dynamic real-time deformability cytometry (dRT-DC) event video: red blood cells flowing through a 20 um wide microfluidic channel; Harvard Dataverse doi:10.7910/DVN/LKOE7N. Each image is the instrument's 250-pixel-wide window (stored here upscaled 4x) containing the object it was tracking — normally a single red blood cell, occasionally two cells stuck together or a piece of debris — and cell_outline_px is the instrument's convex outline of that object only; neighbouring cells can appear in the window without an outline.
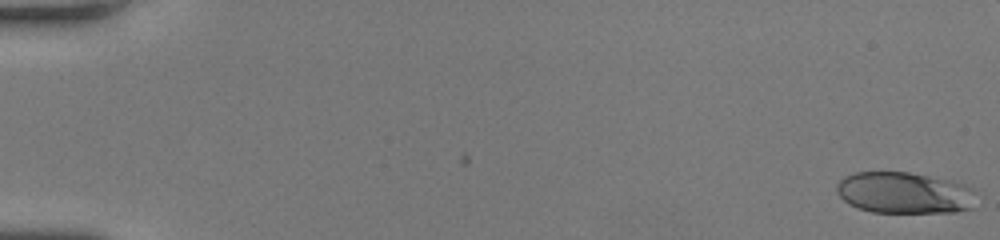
{"species": "human", "species_latin": "Homo sapiens", "temperature_condition": "room temperature", "stored_images_in_passage": 47, "camera_frame_rate_fps": 3000, "um_per_image_px": 0.085, "donor": {"sex": "female"}, "frame": {"image": 1, "passage_image": 1, "time_ms": 0.0, "image_size_px": [1000, 240], "cell_outline_px": [[972, 208], [956, 212], [872, 212], [856, 208], [848, 204], [836, 192], [836, 184], [844, 176], [856, 172], [908, 172], [952, 180], [964, 184], [972, 188]], "centroid_in_image_um": [76.81, 16.39], "position_along_channel_um": 8.2, "area_um2": 33.7}}
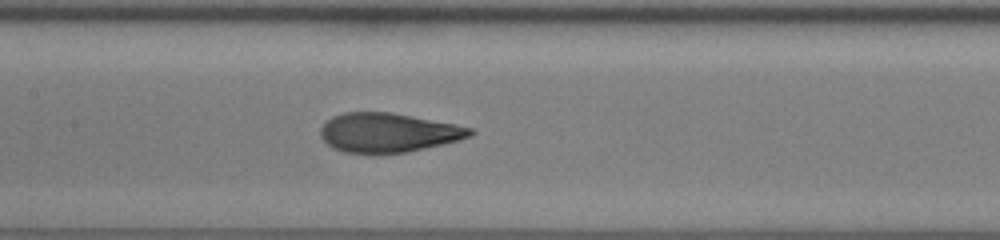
{"frame": {"image": 2, "passage_image": 26, "time_ms": 8.333, "image_size_px": [1000, 240], "cell_outline_px": [[476, 132], [472, 136], [460, 140], [408, 152], [344, 152], [332, 148], [320, 136], [320, 128], [332, 116], [344, 112], [388, 112], [456, 124], [472, 128]], "centroid_in_image_um": [33.01, 11.26], "position_along_channel_um": 174.4, "area_um2": 33.93}}
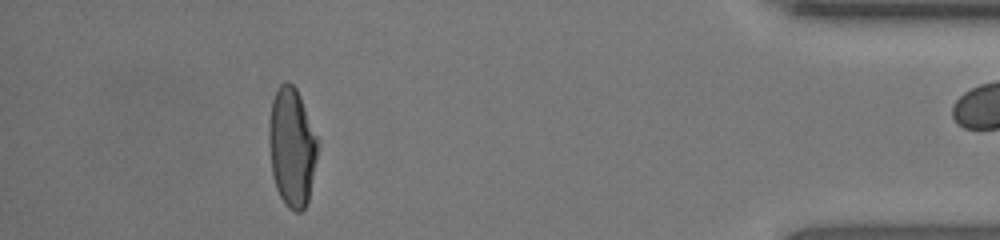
{"frame": {"image": 3, "passage_image": 46, "time_ms": 15.0, "image_size_px": [1000, 240], "cell_outline_px": [[320, 140], [308, 200], [304, 208], [300, 212], [296, 212], [288, 208], [284, 204], [276, 188], [272, 176], [268, 140], [268, 128], [272, 100], [276, 88], [284, 80], [288, 80], [296, 88], [300, 96]], "centroid_in_image_um": [24.8, 12.47], "position_along_channel_um": 410.4, "area_um2": 34.33}}